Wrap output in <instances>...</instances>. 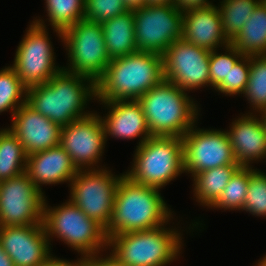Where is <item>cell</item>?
<instances>
[{
	"label": "cell",
	"mask_w": 266,
	"mask_h": 266,
	"mask_svg": "<svg viewBox=\"0 0 266 266\" xmlns=\"http://www.w3.org/2000/svg\"><path fill=\"white\" fill-rule=\"evenodd\" d=\"M174 0H146V5H172Z\"/></svg>",
	"instance_id": "cell-40"
},
{
	"label": "cell",
	"mask_w": 266,
	"mask_h": 266,
	"mask_svg": "<svg viewBox=\"0 0 266 266\" xmlns=\"http://www.w3.org/2000/svg\"><path fill=\"white\" fill-rule=\"evenodd\" d=\"M159 188L137 184L124 175L117 186L107 238L132 231L157 228L170 220Z\"/></svg>",
	"instance_id": "cell-3"
},
{
	"label": "cell",
	"mask_w": 266,
	"mask_h": 266,
	"mask_svg": "<svg viewBox=\"0 0 266 266\" xmlns=\"http://www.w3.org/2000/svg\"><path fill=\"white\" fill-rule=\"evenodd\" d=\"M257 266H266V263L263 260H261L260 262H258Z\"/></svg>",
	"instance_id": "cell-42"
},
{
	"label": "cell",
	"mask_w": 266,
	"mask_h": 266,
	"mask_svg": "<svg viewBox=\"0 0 266 266\" xmlns=\"http://www.w3.org/2000/svg\"><path fill=\"white\" fill-rule=\"evenodd\" d=\"M124 175L116 177L106 169L94 167L78 169L70 183L69 201L106 230L113 214L116 189Z\"/></svg>",
	"instance_id": "cell-9"
},
{
	"label": "cell",
	"mask_w": 266,
	"mask_h": 266,
	"mask_svg": "<svg viewBox=\"0 0 266 266\" xmlns=\"http://www.w3.org/2000/svg\"><path fill=\"white\" fill-rule=\"evenodd\" d=\"M173 5L181 12L188 11L190 9L205 8L212 5L208 0H174Z\"/></svg>",
	"instance_id": "cell-36"
},
{
	"label": "cell",
	"mask_w": 266,
	"mask_h": 266,
	"mask_svg": "<svg viewBox=\"0 0 266 266\" xmlns=\"http://www.w3.org/2000/svg\"><path fill=\"white\" fill-rule=\"evenodd\" d=\"M209 50L178 39L164 52L165 80L188 91L210 85Z\"/></svg>",
	"instance_id": "cell-14"
},
{
	"label": "cell",
	"mask_w": 266,
	"mask_h": 266,
	"mask_svg": "<svg viewBox=\"0 0 266 266\" xmlns=\"http://www.w3.org/2000/svg\"><path fill=\"white\" fill-rule=\"evenodd\" d=\"M230 44L243 55H266V7L261 2Z\"/></svg>",
	"instance_id": "cell-23"
},
{
	"label": "cell",
	"mask_w": 266,
	"mask_h": 266,
	"mask_svg": "<svg viewBox=\"0 0 266 266\" xmlns=\"http://www.w3.org/2000/svg\"><path fill=\"white\" fill-rule=\"evenodd\" d=\"M164 79L163 56L138 51L110 61L95 82L96 97L100 102L138 100Z\"/></svg>",
	"instance_id": "cell-2"
},
{
	"label": "cell",
	"mask_w": 266,
	"mask_h": 266,
	"mask_svg": "<svg viewBox=\"0 0 266 266\" xmlns=\"http://www.w3.org/2000/svg\"><path fill=\"white\" fill-rule=\"evenodd\" d=\"M184 172L196 173L239 164L233 154L226 131L194 129L192 126L183 136Z\"/></svg>",
	"instance_id": "cell-13"
},
{
	"label": "cell",
	"mask_w": 266,
	"mask_h": 266,
	"mask_svg": "<svg viewBox=\"0 0 266 266\" xmlns=\"http://www.w3.org/2000/svg\"><path fill=\"white\" fill-rule=\"evenodd\" d=\"M105 47L111 59L134 54L137 51L135 39L134 11L128 10L101 24Z\"/></svg>",
	"instance_id": "cell-22"
},
{
	"label": "cell",
	"mask_w": 266,
	"mask_h": 266,
	"mask_svg": "<svg viewBox=\"0 0 266 266\" xmlns=\"http://www.w3.org/2000/svg\"><path fill=\"white\" fill-rule=\"evenodd\" d=\"M250 181V167H240L231 177L219 198L210 206L230 210H242Z\"/></svg>",
	"instance_id": "cell-28"
},
{
	"label": "cell",
	"mask_w": 266,
	"mask_h": 266,
	"mask_svg": "<svg viewBox=\"0 0 266 266\" xmlns=\"http://www.w3.org/2000/svg\"><path fill=\"white\" fill-rule=\"evenodd\" d=\"M8 128L21 142L27 155L60 145L61 126L31 108L21 105Z\"/></svg>",
	"instance_id": "cell-17"
},
{
	"label": "cell",
	"mask_w": 266,
	"mask_h": 266,
	"mask_svg": "<svg viewBox=\"0 0 266 266\" xmlns=\"http://www.w3.org/2000/svg\"><path fill=\"white\" fill-rule=\"evenodd\" d=\"M78 169L61 145L28 155L26 174L42 192L41 184H58L75 177Z\"/></svg>",
	"instance_id": "cell-20"
},
{
	"label": "cell",
	"mask_w": 266,
	"mask_h": 266,
	"mask_svg": "<svg viewBox=\"0 0 266 266\" xmlns=\"http://www.w3.org/2000/svg\"><path fill=\"white\" fill-rule=\"evenodd\" d=\"M157 228L116 234L108 239L113 254L126 266H166L181 249V236L175 229Z\"/></svg>",
	"instance_id": "cell-5"
},
{
	"label": "cell",
	"mask_w": 266,
	"mask_h": 266,
	"mask_svg": "<svg viewBox=\"0 0 266 266\" xmlns=\"http://www.w3.org/2000/svg\"><path fill=\"white\" fill-rule=\"evenodd\" d=\"M228 54H218L216 50L210 52L209 57V77L210 86L216 88L225 78L228 73L234 67L235 63L243 56L236 48L231 44L225 46Z\"/></svg>",
	"instance_id": "cell-32"
},
{
	"label": "cell",
	"mask_w": 266,
	"mask_h": 266,
	"mask_svg": "<svg viewBox=\"0 0 266 266\" xmlns=\"http://www.w3.org/2000/svg\"><path fill=\"white\" fill-rule=\"evenodd\" d=\"M43 224L0 226V246L14 266H41L50 256Z\"/></svg>",
	"instance_id": "cell-16"
},
{
	"label": "cell",
	"mask_w": 266,
	"mask_h": 266,
	"mask_svg": "<svg viewBox=\"0 0 266 266\" xmlns=\"http://www.w3.org/2000/svg\"><path fill=\"white\" fill-rule=\"evenodd\" d=\"M41 266H83V257L78 262L71 263L67 260L50 256Z\"/></svg>",
	"instance_id": "cell-37"
},
{
	"label": "cell",
	"mask_w": 266,
	"mask_h": 266,
	"mask_svg": "<svg viewBox=\"0 0 266 266\" xmlns=\"http://www.w3.org/2000/svg\"><path fill=\"white\" fill-rule=\"evenodd\" d=\"M26 96L31 108L62 127L91 114L84 109L88 98H96V87L91 78L62 69L49 81L28 87Z\"/></svg>",
	"instance_id": "cell-1"
},
{
	"label": "cell",
	"mask_w": 266,
	"mask_h": 266,
	"mask_svg": "<svg viewBox=\"0 0 266 266\" xmlns=\"http://www.w3.org/2000/svg\"><path fill=\"white\" fill-rule=\"evenodd\" d=\"M182 39L209 51L230 44L224 35L219 7L210 5L183 12Z\"/></svg>",
	"instance_id": "cell-18"
},
{
	"label": "cell",
	"mask_w": 266,
	"mask_h": 266,
	"mask_svg": "<svg viewBox=\"0 0 266 266\" xmlns=\"http://www.w3.org/2000/svg\"><path fill=\"white\" fill-rule=\"evenodd\" d=\"M261 3L266 7V0H261Z\"/></svg>",
	"instance_id": "cell-43"
},
{
	"label": "cell",
	"mask_w": 266,
	"mask_h": 266,
	"mask_svg": "<svg viewBox=\"0 0 266 266\" xmlns=\"http://www.w3.org/2000/svg\"><path fill=\"white\" fill-rule=\"evenodd\" d=\"M28 155L19 139L7 128L0 131V182L26 171Z\"/></svg>",
	"instance_id": "cell-25"
},
{
	"label": "cell",
	"mask_w": 266,
	"mask_h": 266,
	"mask_svg": "<svg viewBox=\"0 0 266 266\" xmlns=\"http://www.w3.org/2000/svg\"><path fill=\"white\" fill-rule=\"evenodd\" d=\"M43 225L48 238L57 236L84 257L108 247L105 229L70 201L50 209L44 200Z\"/></svg>",
	"instance_id": "cell-7"
},
{
	"label": "cell",
	"mask_w": 266,
	"mask_h": 266,
	"mask_svg": "<svg viewBox=\"0 0 266 266\" xmlns=\"http://www.w3.org/2000/svg\"><path fill=\"white\" fill-rule=\"evenodd\" d=\"M50 25L60 38L76 22L84 20L85 0H46Z\"/></svg>",
	"instance_id": "cell-27"
},
{
	"label": "cell",
	"mask_w": 266,
	"mask_h": 266,
	"mask_svg": "<svg viewBox=\"0 0 266 266\" xmlns=\"http://www.w3.org/2000/svg\"><path fill=\"white\" fill-rule=\"evenodd\" d=\"M26 95L27 87L21 82L15 70L11 66L2 69L0 71V113L11 108L13 117L18 108L26 103Z\"/></svg>",
	"instance_id": "cell-29"
},
{
	"label": "cell",
	"mask_w": 266,
	"mask_h": 266,
	"mask_svg": "<svg viewBox=\"0 0 266 266\" xmlns=\"http://www.w3.org/2000/svg\"><path fill=\"white\" fill-rule=\"evenodd\" d=\"M128 10L123 0H85L84 20L102 24Z\"/></svg>",
	"instance_id": "cell-33"
},
{
	"label": "cell",
	"mask_w": 266,
	"mask_h": 266,
	"mask_svg": "<svg viewBox=\"0 0 266 266\" xmlns=\"http://www.w3.org/2000/svg\"><path fill=\"white\" fill-rule=\"evenodd\" d=\"M129 10L141 8L146 5V0H123Z\"/></svg>",
	"instance_id": "cell-38"
},
{
	"label": "cell",
	"mask_w": 266,
	"mask_h": 266,
	"mask_svg": "<svg viewBox=\"0 0 266 266\" xmlns=\"http://www.w3.org/2000/svg\"><path fill=\"white\" fill-rule=\"evenodd\" d=\"M44 25L40 19L31 23L11 66L27 88L49 81L63 69L54 63L53 48Z\"/></svg>",
	"instance_id": "cell-11"
},
{
	"label": "cell",
	"mask_w": 266,
	"mask_h": 266,
	"mask_svg": "<svg viewBox=\"0 0 266 266\" xmlns=\"http://www.w3.org/2000/svg\"><path fill=\"white\" fill-rule=\"evenodd\" d=\"M134 156L125 175L137 184L160 189L184 173L182 137L152 136L137 146Z\"/></svg>",
	"instance_id": "cell-6"
},
{
	"label": "cell",
	"mask_w": 266,
	"mask_h": 266,
	"mask_svg": "<svg viewBox=\"0 0 266 266\" xmlns=\"http://www.w3.org/2000/svg\"><path fill=\"white\" fill-rule=\"evenodd\" d=\"M138 102L151 136L182 137L197 119V105L184 90L165 79Z\"/></svg>",
	"instance_id": "cell-4"
},
{
	"label": "cell",
	"mask_w": 266,
	"mask_h": 266,
	"mask_svg": "<svg viewBox=\"0 0 266 266\" xmlns=\"http://www.w3.org/2000/svg\"><path fill=\"white\" fill-rule=\"evenodd\" d=\"M261 0H224L219 8L224 35L231 42Z\"/></svg>",
	"instance_id": "cell-26"
},
{
	"label": "cell",
	"mask_w": 266,
	"mask_h": 266,
	"mask_svg": "<svg viewBox=\"0 0 266 266\" xmlns=\"http://www.w3.org/2000/svg\"><path fill=\"white\" fill-rule=\"evenodd\" d=\"M251 65V56L243 55L234 65V67L228 73L225 78L215 90L224 93L226 95L244 94Z\"/></svg>",
	"instance_id": "cell-34"
},
{
	"label": "cell",
	"mask_w": 266,
	"mask_h": 266,
	"mask_svg": "<svg viewBox=\"0 0 266 266\" xmlns=\"http://www.w3.org/2000/svg\"><path fill=\"white\" fill-rule=\"evenodd\" d=\"M266 217V175L250 167V181L242 211Z\"/></svg>",
	"instance_id": "cell-31"
},
{
	"label": "cell",
	"mask_w": 266,
	"mask_h": 266,
	"mask_svg": "<svg viewBox=\"0 0 266 266\" xmlns=\"http://www.w3.org/2000/svg\"><path fill=\"white\" fill-rule=\"evenodd\" d=\"M244 94L257 112L266 108V55H251L250 73Z\"/></svg>",
	"instance_id": "cell-30"
},
{
	"label": "cell",
	"mask_w": 266,
	"mask_h": 266,
	"mask_svg": "<svg viewBox=\"0 0 266 266\" xmlns=\"http://www.w3.org/2000/svg\"><path fill=\"white\" fill-rule=\"evenodd\" d=\"M106 141L100 116L94 113L61 127L60 145L77 169L97 164Z\"/></svg>",
	"instance_id": "cell-15"
},
{
	"label": "cell",
	"mask_w": 266,
	"mask_h": 266,
	"mask_svg": "<svg viewBox=\"0 0 266 266\" xmlns=\"http://www.w3.org/2000/svg\"><path fill=\"white\" fill-rule=\"evenodd\" d=\"M239 164L224 165L196 173L193 177L194 194L198 202L210 207L221 195Z\"/></svg>",
	"instance_id": "cell-24"
},
{
	"label": "cell",
	"mask_w": 266,
	"mask_h": 266,
	"mask_svg": "<svg viewBox=\"0 0 266 266\" xmlns=\"http://www.w3.org/2000/svg\"><path fill=\"white\" fill-rule=\"evenodd\" d=\"M0 266H14V263L0 246Z\"/></svg>",
	"instance_id": "cell-39"
},
{
	"label": "cell",
	"mask_w": 266,
	"mask_h": 266,
	"mask_svg": "<svg viewBox=\"0 0 266 266\" xmlns=\"http://www.w3.org/2000/svg\"><path fill=\"white\" fill-rule=\"evenodd\" d=\"M262 113V116H261V121L263 123V126L265 128V131H266V108H264L262 111H260Z\"/></svg>",
	"instance_id": "cell-41"
},
{
	"label": "cell",
	"mask_w": 266,
	"mask_h": 266,
	"mask_svg": "<svg viewBox=\"0 0 266 266\" xmlns=\"http://www.w3.org/2000/svg\"><path fill=\"white\" fill-rule=\"evenodd\" d=\"M64 44L70 58V73L91 78L96 82L105 72L112 60L105 47L102 25L81 20L66 29L63 33Z\"/></svg>",
	"instance_id": "cell-8"
},
{
	"label": "cell",
	"mask_w": 266,
	"mask_h": 266,
	"mask_svg": "<svg viewBox=\"0 0 266 266\" xmlns=\"http://www.w3.org/2000/svg\"><path fill=\"white\" fill-rule=\"evenodd\" d=\"M137 51L163 55L182 38L183 12L174 5H144L134 9Z\"/></svg>",
	"instance_id": "cell-10"
},
{
	"label": "cell",
	"mask_w": 266,
	"mask_h": 266,
	"mask_svg": "<svg viewBox=\"0 0 266 266\" xmlns=\"http://www.w3.org/2000/svg\"><path fill=\"white\" fill-rule=\"evenodd\" d=\"M102 103L110 108L109 114L104 119L100 116L105 140L108 135L127 140L143 135L139 142L141 145L152 137L138 100H116Z\"/></svg>",
	"instance_id": "cell-19"
},
{
	"label": "cell",
	"mask_w": 266,
	"mask_h": 266,
	"mask_svg": "<svg viewBox=\"0 0 266 266\" xmlns=\"http://www.w3.org/2000/svg\"><path fill=\"white\" fill-rule=\"evenodd\" d=\"M263 261L266 263V256H265V257H263Z\"/></svg>",
	"instance_id": "cell-44"
},
{
	"label": "cell",
	"mask_w": 266,
	"mask_h": 266,
	"mask_svg": "<svg viewBox=\"0 0 266 266\" xmlns=\"http://www.w3.org/2000/svg\"><path fill=\"white\" fill-rule=\"evenodd\" d=\"M227 132L236 161L250 167L253 160L266 157V131L261 118L245 115L235 120Z\"/></svg>",
	"instance_id": "cell-21"
},
{
	"label": "cell",
	"mask_w": 266,
	"mask_h": 266,
	"mask_svg": "<svg viewBox=\"0 0 266 266\" xmlns=\"http://www.w3.org/2000/svg\"><path fill=\"white\" fill-rule=\"evenodd\" d=\"M83 266H126L122 264L113 254L106 258H100L96 255L83 257Z\"/></svg>",
	"instance_id": "cell-35"
},
{
	"label": "cell",
	"mask_w": 266,
	"mask_h": 266,
	"mask_svg": "<svg viewBox=\"0 0 266 266\" xmlns=\"http://www.w3.org/2000/svg\"><path fill=\"white\" fill-rule=\"evenodd\" d=\"M43 194L26 172L0 182V226L43 224Z\"/></svg>",
	"instance_id": "cell-12"
}]
</instances>
